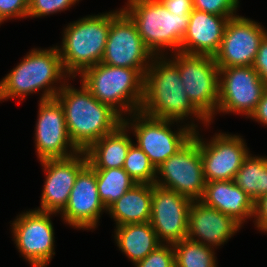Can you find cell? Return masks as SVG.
Here are the masks:
<instances>
[{"label":"cell","mask_w":267,"mask_h":267,"mask_svg":"<svg viewBox=\"0 0 267 267\" xmlns=\"http://www.w3.org/2000/svg\"><path fill=\"white\" fill-rule=\"evenodd\" d=\"M184 90L178 67L168 55L154 56L144 76L139 112L156 119L182 121L180 124L186 118L193 119L188 125L195 131L198 127L196 120L209 126L210 122L193 106Z\"/></svg>","instance_id":"cell-1"},{"label":"cell","mask_w":267,"mask_h":267,"mask_svg":"<svg viewBox=\"0 0 267 267\" xmlns=\"http://www.w3.org/2000/svg\"><path fill=\"white\" fill-rule=\"evenodd\" d=\"M55 98L64 110L68 135L80 152L123 123V118L98 101L82 82L80 89L66 82Z\"/></svg>","instance_id":"cell-2"},{"label":"cell","mask_w":267,"mask_h":267,"mask_svg":"<svg viewBox=\"0 0 267 267\" xmlns=\"http://www.w3.org/2000/svg\"><path fill=\"white\" fill-rule=\"evenodd\" d=\"M69 78L57 45L48 49L33 48L0 81V102L15 98L24 100L39 90H43L40 100L55 98Z\"/></svg>","instance_id":"cell-3"},{"label":"cell","mask_w":267,"mask_h":267,"mask_svg":"<svg viewBox=\"0 0 267 267\" xmlns=\"http://www.w3.org/2000/svg\"><path fill=\"white\" fill-rule=\"evenodd\" d=\"M121 8L134 22L144 45L154 56L180 52L190 14L170 13L160 0H127ZM166 50V53L165 52Z\"/></svg>","instance_id":"cell-4"},{"label":"cell","mask_w":267,"mask_h":267,"mask_svg":"<svg viewBox=\"0 0 267 267\" xmlns=\"http://www.w3.org/2000/svg\"><path fill=\"white\" fill-rule=\"evenodd\" d=\"M79 78L98 101L122 118L139 112L144 94V75L139 70L98 63L85 69Z\"/></svg>","instance_id":"cell-5"},{"label":"cell","mask_w":267,"mask_h":267,"mask_svg":"<svg viewBox=\"0 0 267 267\" xmlns=\"http://www.w3.org/2000/svg\"><path fill=\"white\" fill-rule=\"evenodd\" d=\"M110 30V12L89 15L69 23L57 46L64 71L73 79L101 63Z\"/></svg>","instance_id":"cell-6"},{"label":"cell","mask_w":267,"mask_h":267,"mask_svg":"<svg viewBox=\"0 0 267 267\" xmlns=\"http://www.w3.org/2000/svg\"><path fill=\"white\" fill-rule=\"evenodd\" d=\"M170 57L178 67L189 100L211 124L219 99V67L214 57L182 52L171 53Z\"/></svg>","instance_id":"cell-7"},{"label":"cell","mask_w":267,"mask_h":267,"mask_svg":"<svg viewBox=\"0 0 267 267\" xmlns=\"http://www.w3.org/2000/svg\"><path fill=\"white\" fill-rule=\"evenodd\" d=\"M125 118L123 123L134 134L136 145L147 154L156 169L180 150L195 132L188 125L189 122L178 125L180 128L173 132L170 127L175 122L178 124V121L156 119L141 112L131 114L130 120L127 116Z\"/></svg>","instance_id":"cell-8"},{"label":"cell","mask_w":267,"mask_h":267,"mask_svg":"<svg viewBox=\"0 0 267 267\" xmlns=\"http://www.w3.org/2000/svg\"><path fill=\"white\" fill-rule=\"evenodd\" d=\"M155 185L180 193L192 201L201 199L206 181L199 144L194 137L157 167Z\"/></svg>","instance_id":"cell-9"},{"label":"cell","mask_w":267,"mask_h":267,"mask_svg":"<svg viewBox=\"0 0 267 267\" xmlns=\"http://www.w3.org/2000/svg\"><path fill=\"white\" fill-rule=\"evenodd\" d=\"M153 57L130 17L122 9L110 11V30L101 63L137 69L145 76Z\"/></svg>","instance_id":"cell-10"},{"label":"cell","mask_w":267,"mask_h":267,"mask_svg":"<svg viewBox=\"0 0 267 267\" xmlns=\"http://www.w3.org/2000/svg\"><path fill=\"white\" fill-rule=\"evenodd\" d=\"M53 214L56 215L35 208L22 212L12 221V240L23 259L32 267H47L55 255Z\"/></svg>","instance_id":"cell-11"},{"label":"cell","mask_w":267,"mask_h":267,"mask_svg":"<svg viewBox=\"0 0 267 267\" xmlns=\"http://www.w3.org/2000/svg\"><path fill=\"white\" fill-rule=\"evenodd\" d=\"M267 84L252 66L219 68L218 113L250 117Z\"/></svg>","instance_id":"cell-12"},{"label":"cell","mask_w":267,"mask_h":267,"mask_svg":"<svg viewBox=\"0 0 267 267\" xmlns=\"http://www.w3.org/2000/svg\"><path fill=\"white\" fill-rule=\"evenodd\" d=\"M198 130L193 137L199 144L205 181L233 180L235 173L250 154L243 137L220 132L206 141Z\"/></svg>","instance_id":"cell-13"},{"label":"cell","mask_w":267,"mask_h":267,"mask_svg":"<svg viewBox=\"0 0 267 267\" xmlns=\"http://www.w3.org/2000/svg\"><path fill=\"white\" fill-rule=\"evenodd\" d=\"M35 127V147L39 161L70 158L80 151L72 143L64 110L56 98L39 101Z\"/></svg>","instance_id":"cell-14"},{"label":"cell","mask_w":267,"mask_h":267,"mask_svg":"<svg viewBox=\"0 0 267 267\" xmlns=\"http://www.w3.org/2000/svg\"><path fill=\"white\" fill-rule=\"evenodd\" d=\"M267 34L260 23L236 15L230 18L225 27L221 46L214 56L219 68L252 66L259 45Z\"/></svg>","instance_id":"cell-15"},{"label":"cell","mask_w":267,"mask_h":267,"mask_svg":"<svg viewBox=\"0 0 267 267\" xmlns=\"http://www.w3.org/2000/svg\"><path fill=\"white\" fill-rule=\"evenodd\" d=\"M192 200L152 184L150 224L161 243L174 244L188 237V213Z\"/></svg>","instance_id":"cell-16"},{"label":"cell","mask_w":267,"mask_h":267,"mask_svg":"<svg viewBox=\"0 0 267 267\" xmlns=\"http://www.w3.org/2000/svg\"><path fill=\"white\" fill-rule=\"evenodd\" d=\"M45 171L40 207L36 210L60 214L66 207L78 173L88 164L85 152L65 159L40 161Z\"/></svg>","instance_id":"cell-17"},{"label":"cell","mask_w":267,"mask_h":267,"mask_svg":"<svg viewBox=\"0 0 267 267\" xmlns=\"http://www.w3.org/2000/svg\"><path fill=\"white\" fill-rule=\"evenodd\" d=\"M105 211L107 209L98 195L95 170L87 164L78 173L68 203L60 215L66 224L75 229L93 230Z\"/></svg>","instance_id":"cell-18"},{"label":"cell","mask_w":267,"mask_h":267,"mask_svg":"<svg viewBox=\"0 0 267 267\" xmlns=\"http://www.w3.org/2000/svg\"><path fill=\"white\" fill-rule=\"evenodd\" d=\"M242 226L233 217L204 205L200 200L190 204L187 238L192 241L216 249L227 243Z\"/></svg>","instance_id":"cell-19"},{"label":"cell","mask_w":267,"mask_h":267,"mask_svg":"<svg viewBox=\"0 0 267 267\" xmlns=\"http://www.w3.org/2000/svg\"><path fill=\"white\" fill-rule=\"evenodd\" d=\"M234 16H219L193 9L180 52L214 57L220 49L225 27Z\"/></svg>","instance_id":"cell-20"},{"label":"cell","mask_w":267,"mask_h":267,"mask_svg":"<svg viewBox=\"0 0 267 267\" xmlns=\"http://www.w3.org/2000/svg\"><path fill=\"white\" fill-rule=\"evenodd\" d=\"M200 201L233 217L241 225L247 219L254 218L255 202L233 180L206 182Z\"/></svg>","instance_id":"cell-21"},{"label":"cell","mask_w":267,"mask_h":267,"mask_svg":"<svg viewBox=\"0 0 267 267\" xmlns=\"http://www.w3.org/2000/svg\"><path fill=\"white\" fill-rule=\"evenodd\" d=\"M128 133V127L122 123L93 143L85 151L88 164L93 169L123 168L128 150L134 143Z\"/></svg>","instance_id":"cell-22"},{"label":"cell","mask_w":267,"mask_h":267,"mask_svg":"<svg viewBox=\"0 0 267 267\" xmlns=\"http://www.w3.org/2000/svg\"><path fill=\"white\" fill-rule=\"evenodd\" d=\"M152 184H135L112 203L106 213L114 219L116 227L125 224L145 223L151 218Z\"/></svg>","instance_id":"cell-23"},{"label":"cell","mask_w":267,"mask_h":267,"mask_svg":"<svg viewBox=\"0 0 267 267\" xmlns=\"http://www.w3.org/2000/svg\"><path fill=\"white\" fill-rule=\"evenodd\" d=\"M114 238L119 250L133 265L162 244L150 222L117 226L114 229Z\"/></svg>","instance_id":"cell-24"},{"label":"cell","mask_w":267,"mask_h":267,"mask_svg":"<svg viewBox=\"0 0 267 267\" xmlns=\"http://www.w3.org/2000/svg\"><path fill=\"white\" fill-rule=\"evenodd\" d=\"M233 182L243 189L253 201L267 193V156H249L235 173Z\"/></svg>","instance_id":"cell-25"},{"label":"cell","mask_w":267,"mask_h":267,"mask_svg":"<svg viewBox=\"0 0 267 267\" xmlns=\"http://www.w3.org/2000/svg\"><path fill=\"white\" fill-rule=\"evenodd\" d=\"M94 170L98 195L106 209L136 184L123 168Z\"/></svg>","instance_id":"cell-26"},{"label":"cell","mask_w":267,"mask_h":267,"mask_svg":"<svg viewBox=\"0 0 267 267\" xmlns=\"http://www.w3.org/2000/svg\"><path fill=\"white\" fill-rule=\"evenodd\" d=\"M175 267H217L212 247L188 238L173 244Z\"/></svg>","instance_id":"cell-27"},{"label":"cell","mask_w":267,"mask_h":267,"mask_svg":"<svg viewBox=\"0 0 267 267\" xmlns=\"http://www.w3.org/2000/svg\"><path fill=\"white\" fill-rule=\"evenodd\" d=\"M123 169L137 184H155L156 168L135 143L128 150Z\"/></svg>","instance_id":"cell-28"},{"label":"cell","mask_w":267,"mask_h":267,"mask_svg":"<svg viewBox=\"0 0 267 267\" xmlns=\"http://www.w3.org/2000/svg\"><path fill=\"white\" fill-rule=\"evenodd\" d=\"M80 0H30L28 17H45L50 14L59 13L76 5Z\"/></svg>","instance_id":"cell-29"},{"label":"cell","mask_w":267,"mask_h":267,"mask_svg":"<svg viewBox=\"0 0 267 267\" xmlns=\"http://www.w3.org/2000/svg\"><path fill=\"white\" fill-rule=\"evenodd\" d=\"M135 267H175L173 244L162 243L144 259L134 265Z\"/></svg>","instance_id":"cell-30"},{"label":"cell","mask_w":267,"mask_h":267,"mask_svg":"<svg viewBox=\"0 0 267 267\" xmlns=\"http://www.w3.org/2000/svg\"><path fill=\"white\" fill-rule=\"evenodd\" d=\"M239 3V0H193V8L219 16H236Z\"/></svg>","instance_id":"cell-31"},{"label":"cell","mask_w":267,"mask_h":267,"mask_svg":"<svg viewBox=\"0 0 267 267\" xmlns=\"http://www.w3.org/2000/svg\"><path fill=\"white\" fill-rule=\"evenodd\" d=\"M28 9L27 0H0V25L13 18H27Z\"/></svg>","instance_id":"cell-32"},{"label":"cell","mask_w":267,"mask_h":267,"mask_svg":"<svg viewBox=\"0 0 267 267\" xmlns=\"http://www.w3.org/2000/svg\"><path fill=\"white\" fill-rule=\"evenodd\" d=\"M252 67L267 84V34L262 39Z\"/></svg>","instance_id":"cell-33"},{"label":"cell","mask_w":267,"mask_h":267,"mask_svg":"<svg viewBox=\"0 0 267 267\" xmlns=\"http://www.w3.org/2000/svg\"><path fill=\"white\" fill-rule=\"evenodd\" d=\"M254 226L263 232L267 233V193L262 195L255 201Z\"/></svg>","instance_id":"cell-34"},{"label":"cell","mask_w":267,"mask_h":267,"mask_svg":"<svg viewBox=\"0 0 267 267\" xmlns=\"http://www.w3.org/2000/svg\"><path fill=\"white\" fill-rule=\"evenodd\" d=\"M170 13L191 14L193 0H160Z\"/></svg>","instance_id":"cell-35"},{"label":"cell","mask_w":267,"mask_h":267,"mask_svg":"<svg viewBox=\"0 0 267 267\" xmlns=\"http://www.w3.org/2000/svg\"><path fill=\"white\" fill-rule=\"evenodd\" d=\"M264 126H267V87L264 90L261 100L258 102L254 112L249 117Z\"/></svg>","instance_id":"cell-36"}]
</instances>
